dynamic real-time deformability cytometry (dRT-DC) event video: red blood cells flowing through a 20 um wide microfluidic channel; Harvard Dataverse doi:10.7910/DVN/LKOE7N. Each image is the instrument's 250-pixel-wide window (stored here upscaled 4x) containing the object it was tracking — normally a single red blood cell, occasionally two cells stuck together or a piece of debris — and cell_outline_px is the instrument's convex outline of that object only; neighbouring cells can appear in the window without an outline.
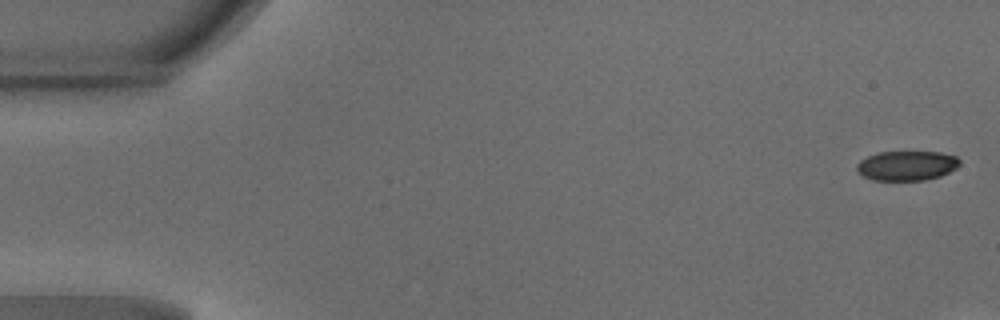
{"species": "common noctule bat (a hibernating species)", "species_latin": "Nyctalus noctula", "temperature_condition": "warm", "stored_images_in_passage": 13, "camera_frame_rate_fps": 3000, "um_per_image_px": 0.085, "animal": {"sex": "male", "body_mass_g": 18.8}, "frame": {"image": 1, "passage_image": 1, "time_ms": 0.0, "image_size_px": [1000, 320], "cell_outline_px": [[960, 164], [956, 168], [940, 176], [924, 180], [872, 180], [856, 172], [856, 164], [860, 160], [868, 156], [880, 152], [940, 152], [956, 156], [960, 160]], "centroid_in_image_um": [77.06, 14.08], "position_along_channel_um": 7.9, "area_um2": 17.8}}
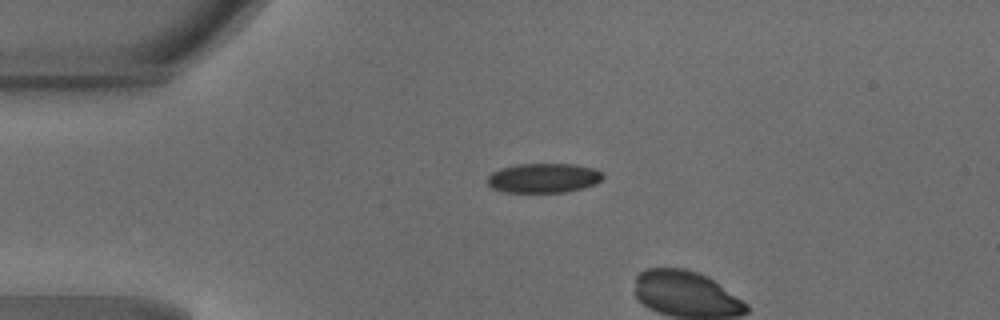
{"frame": {"image": 2, "passage_image": 11, "time_ms": 3.333, "image_size_px": [1000, 320], "cell_outline_px": [[604, 176], [596, 184], [564, 192], [504, 192], [492, 188], [488, 184], [488, 176], [492, 172], [500, 168], [516, 164], [572, 164], [596, 168]], "centroid_in_image_um": [46.19, 15.12], "position_along_channel_um": 38.8, "area_um2": 19.83}}